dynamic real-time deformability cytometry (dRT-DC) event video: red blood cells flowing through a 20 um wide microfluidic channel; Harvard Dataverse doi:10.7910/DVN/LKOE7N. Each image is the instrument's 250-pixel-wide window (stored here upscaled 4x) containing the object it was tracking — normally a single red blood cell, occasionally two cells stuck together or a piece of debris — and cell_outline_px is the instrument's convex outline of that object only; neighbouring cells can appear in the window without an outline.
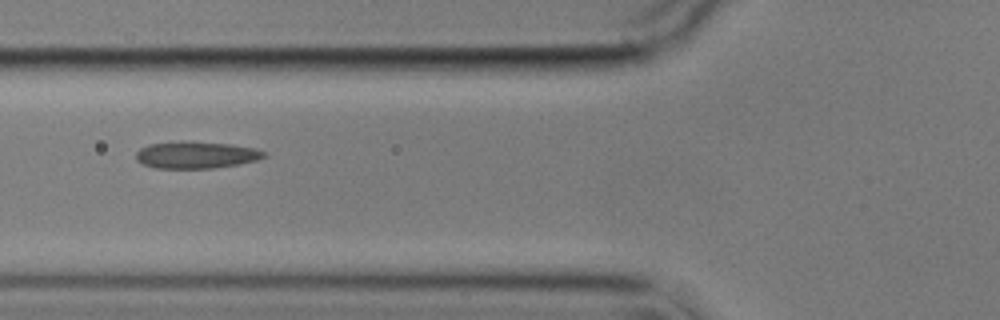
{"species": "common noctule bat (a hibernating species)", "species_latin": "Nyctalus noctula", "temperature_condition": "cold", "stored_images_in_passage": 13, "camera_frame_rate_fps": 3000, "um_per_image_px": 0.085, "animal": {"sex": "male", "body_mass_g": 17.9}, "frame": {"image": 1, "passage_image": 6, "time_ms": 7.0, "image_size_px": [1000, 320], "cell_outline_px": [[268, 156], [256, 160], [240, 164], [212, 168], [156, 168], [144, 164], [136, 160], [136, 152], [140, 148], [148, 144], [228, 144], [256, 148], [264, 152]], "centroid_in_image_um": [16.7, 13.22], "position_along_channel_um": 109.1, "area_um2": 19.07}}
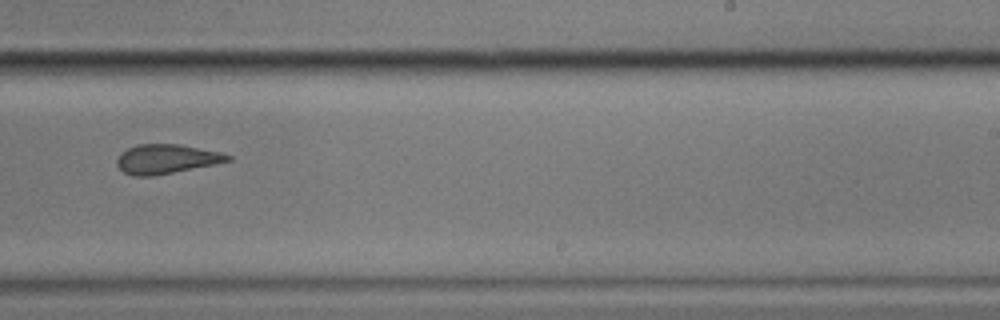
{"frame": {"image": 2, "passage_image": 10, "time_ms": 11.667, "image_size_px": [1000, 320], "cell_outline_px": [[232, 160], [216, 164], [152, 176], [132, 176], [124, 172], [116, 164], [116, 160], [128, 148], [140, 144], [176, 144], [220, 152], [232, 156]], "centroid_in_image_um": [14.15, 13.52], "position_along_channel_um": 274.8, "area_um2": 18.67}}
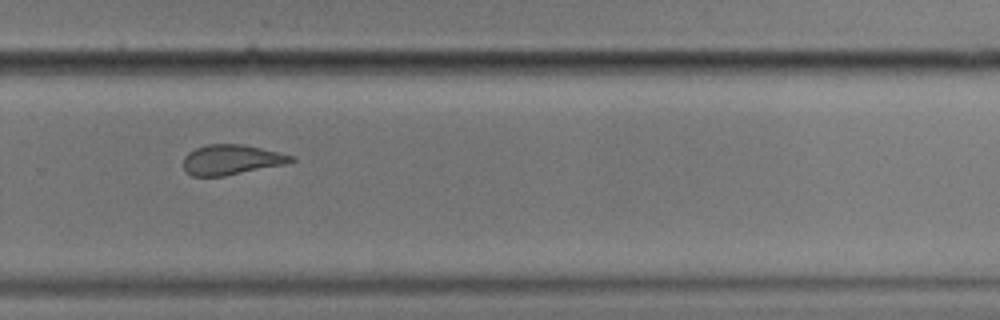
{"frame": {"image": 3, "passage_image": 11, "time_ms": 12.667, "image_size_px": [1000, 320], "cell_outline_px": [[296, 160], [284, 164], [224, 176], [192, 176], [184, 168], [184, 156], [188, 152], [196, 148], [208, 144], [244, 144], [292, 156]], "centroid_in_image_um": [19.63, 13.57], "position_along_channel_um": 310.2, "area_um2": 18.55}, "authors_computed_cell_mechanics": {"area_um2": 19.074, "velocity_mm_per_s": 3.5627, "shape_relaxation_time_tau1_ms": null, "shape_relaxation_time_tau2_ms": 2.0175, "deformation_change_tau1": null, "deformation_change_tau2": 0.0786}}